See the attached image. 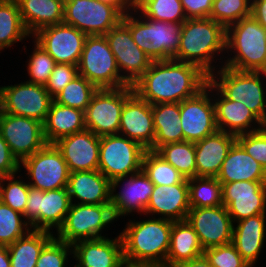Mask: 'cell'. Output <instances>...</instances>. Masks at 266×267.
<instances>
[{
    "mask_svg": "<svg viewBox=\"0 0 266 267\" xmlns=\"http://www.w3.org/2000/svg\"><path fill=\"white\" fill-rule=\"evenodd\" d=\"M208 81L209 76L198 66L171 59L153 61L132 87L151 105L180 103L196 95Z\"/></svg>",
    "mask_w": 266,
    "mask_h": 267,
    "instance_id": "6da1fadb",
    "label": "cell"
},
{
    "mask_svg": "<svg viewBox=\"0 0 266 267\" xmlns=\"http://www.w3.org/2000/svg\"><path fill=\"white\" fill-rule=\"evenodd\" d=\"M225 52L223 25L211 18L187 19L182 23L180 44L173 59L196 65L210 76L224 66Z\"/></svg>",
    "mask_w": 266,
    "mask_h": 267,
    "instance_id": "7a4b0ae2",
    "label": "cell"
},
{
    "mask_svg": "<svg viewBox=\"0 0 266 267\" xmlns=\"http://www.w3.org/2000/svg\"><path fill=\"white\" fill-rule=\"evenodd\" d=\"M127 219L118 231L126 264L166 267L173 221L143 215ZM137 218V220H136Z\"/></svg>",
    "mask_w": 266,
    "mask_h": 267,
    "instance_id": "3957f363",
    "label": "cell"
},
{
    "mask_svg": "<svg viewBox=\"0 0 266 267\" xmlns=\"http://www.w3.org/2000/svg\"><path fill=\"white\" fill-rule=\"evenodd\" d=\"M224 66L266 72V29L251 15L226 28Z\"/></svg>",
    "mask_w": 266,
    "mask_h": 267,
    "instance_id": "277c9868",
    "label": "cell"
},
{
    "mask_svg": "<svg viewBox=\"0 0 266 267\" xmlns=\"http://www.w3.org/2000/svg\"><path fill=\"white\" fill-rule=\"evenodd\" d=\"M209 82L228 100L243 102L266 125V72L222 66Z\"/></svg>",
    "mask_w": 266,
    "mask_h": 267,
    "instance_id": "5b68a950",
    "label": "cell"
},
{
    "mask_svg": "<svg viewBox=\"0 0 266 267\" xmlns=\"http://www.w3.org/2000/svg\"><path fill=\"white\" fill-rule=\"evenodd\" d=\"M115 222L111 204L71 203L63 225L54 236L70 245L82 240L108 237L110 234L105 233L106 229Z\"/></svg>",
    "mask_w": 266,
    "mask_h": 267,
    "instance_id": "8992f818",
    "label": "cell"
},
{
    "mask_svg": "<svg viewBox=\"0 0 266 267\" xmlns=\"http://www.w3.org/2000/svg\"><path fill=\"white\" fill-rule=\"evenodd\" d=\"M77 68L79 75L97 89L129 86L120 74L115 56L104 35L86 37Z\"/></svg>",
    "mask_w": 266,
    "mask_h": 267,
    "instance_id": "52a82bcc",
    "label": "cell"
},
{
    "mask_svg": "<svg viewBox=\"0 0 266 267\" xmlns=\"http://www.w3.org/2000/svg\"><path fill=\"white\" fill-rule=\"evenodd\" d=\"M146 149L120 134L100 137L98 170L110 181L142 169Z\"/></svg>",
    "mask_w": 266,
    "mask_h": 267,
    "instance_id": "ba28073f",
    "label": "cell"
},
{
    "mask_svg": "<svg viewBox=\"0 0 266 267\" xmlns=\"http://www.w3.org/2000/svg\"><path fill=\"white\" fill-rule=\"evenodd\" d=\"M22 171L33 188L42 191L67 188L70 172L54 144H46L33 155L24 158L20 162V172Z\"/></svg>",
    "mask_w": 266,
    "mask_h": 267,
    "instance_id": "9c48e42d",
    "label": "cell"
},
{
    "mask_svg": "<svg viewBox=\"0 0 266 267\" xmlns=\"http://www.w3.org/2000/svg\"><path fill=\"white\" fill-rule=\"evenodd\" d=\"M27 197L23 216L31 229L56 233L63 225L71 206L67 188L42 191L29 186Z\"/></svg>",
    "mask_w": 266,
    "mask_h": 267,
    "instance_id": "30bf717a",
    "label": "cell"
},
{
    "mask_svg": "<svg viewBox=\"0 0 266 267\" xmlns=\"http://www.w3.org/2000/svg\"><path fill=\"white\" fill-rule=\"evenodd\" d=\"M133 93L131 85L116 89H98L84 111L86 129L98 137L118 134L122 108Z\"/></svg>",
    "mask_w": 266,
    "mask_h": 267,
    "instance_id": "8fae6325",
    "label": "cell"
},
{
    "mask_svg": "<svg viewBox=\"0 0 266 267\" xmlns=\"http://www.w3.org/2000/svg\"><path fill=\"white\" fill-rule=\"evenodd\" d=\"M123 13L99 0H65L63 23L74 26L87 36L105 35L117 26Z\"/></svg>",
    "mask_w": 266,
    "mask_h": 267,
    "instance_id": "7c38bea8",
    "label": "cell"
},
{
    "mask_svg": "<svg viewBox=\"0 0 266 267\" xmlns=\"http://www.w3.org/2000/svg\"><path fill=\"white\" fill-rule=\"evenodd\" d=\"M10 82L6 86L0 85V111L44 123L54 100L45 86L26 80L14 85Z\"/></svg>",
    "mask_w": 266,
    "mask_h": 267,
    "instance_id": "4fadbf2b",
    "label": "cell"
},
{
    "mask_svg": "<svg viewBox=\"0 0 266 267\" xmlns=\"http://www.w3.org/2000/svg\"><path fill=\"white\" fill-rule=\"evenodd\" d=\"M154 183L141 169L130 176L111 181V209L116 221L129 215H145ZM119 189V191H117Z\"/></svg>",
    "mask_w": 266,
    "mask_h": 267,
    "instance_id": "5bb4252c",
    "label": "cell"
},
{
    "mask_svg": "<svg viewBox=\"0 0 266 267\" xmlns=\"http://www.w3.org/2000/svg\"><path fill=\"white\" fill-rule=\"evenodd\" d=\"M180 120L184 141L195 143L218 130L209 81L196 95L180 102Z\"/></svg>",
    "mask_w": 266,
    "mask_h": 267,
    "instance_id": "9a60e30c",
    "label": "cell"
},
{
    "mask_svg": "<svg viewBox=\"0 0 266 267\" xmlns=\"http://www.w3.org/2000/svg\"><path fill=\"white\" fill-rule=\"evenodd\" d=\"M0 132L19 162L47 144L43 134V123L33 118L0 111Z\"/></svg>",
    "mask_w": 266,
    "mask_h": 267,
    "instance_id": "2e32d148",
    "label": "cell"
},
{
    "mask_svg": "<svg viewBox=\"0 0 266 267\" xmlns=\"http://www.w3.org/2000/svg\"><path fill=\"white\" fill-rule=\"evenodd\" d=\"M122 78L133 85L153 62L132 39L130 29L121 21L105 35Z\"/></svg>",
    "mask_w": 266,
    "mask_h": 267,
    "instance_id": "e0dca14e",
    "label": "cell"
},
{
    "mask_svg": "<svg viewBox=\"0 0 266 267\" xmlns=\"http://www.w3.org/2000/svg\"><path fill=\"white\" fill-rule=\"evenodd\" d=\"M87 35L65 23L50 25L38 30L31 38L56 63L78 65Z\"/></svg>",
    "mask_w": 266,
    "mask_h": 267,
    "instance_id": "ac0fdd59",
    "label": "cell"
},
{
    "mask_svg": "<svg viewBox=\"0 0 266 267\" xmlns=\"http://www.w3.org/2000/svg\"><path fill=\"white\" fill-rule=\"evenodd\" d=\"M222 184V203L233 223L266 214V181H237Z\"/></svg>",
    "mask_w": 266,
    "mask_h": 267,
    "instance_id": "d6986e66",
    "label": "cell"
},
{
    "mask_svg": "<svg viewBox=\"0 0 266 267\" xmlns=\"http://www.w3.org/2000/svg\"><path fill=\"white\" fill-rule=\"evenodd\" d=\"M186 220L197 233L203 249L232 243L234 223L226 206L191 207Z\"/></svg>",
    "mask_w": 266,
    "mask_h": 267,
    "instance_id": "ffe728a7",
    "label": "cell"
},
{
    "mask_svg": "<svg viewBox=\"0 0 266 267\" xmlns=\"http://www.w3.org/2000/svg\"><path fill=\"white\" fill-rule=\"evenodd\" d=\"M153 151L155 128L152 105L135 92L125 101L121 111L119 133Z\"/></svg>",
    "mask_w": 266,
    "mask_h": 267,
    "instance_id": "44dd1931",
    "label": "cell"
},
{
    "mask_svg": "<svg viewBox=\"0 0 266 267\" xmlns=\"http://www.w3.org/2000/svg\"><path fill=\"white\" fill-rule=\"evenodd\" d=\"M53 144L61 152L70 173L98 170L100 137L92 131L84 129Z\"/></svg>",
    "mask_w": 266,
    "mask_h": 267,
    "instance_id": "7402d4cb",
    "label": "cell"
},
{
    "mask_svg": "<svg viewBox=\"0 0 266 267\" xmlns=\"http://www.w3.org/2000/svg\"><path fill=\"white\" fill-rule=\"evenodd\" d=\"M72 249L73 267H122L125 264L122 239L118 232L113 238L76 242Z\"/></svg>",
    "mask_w": 266,
    "mask_h": 267,
    "instance_id": "603a6c76",
    "label": "cell"
},
{
    "mask_svg": "<svg viewBox=\"0 0 266 267\" xmlns=\"http://www.w3.org/2000/svg\"><path fill=\"white\" fill-rule=\"evenodd\" d=\"M212 99L218 130L237 136L266 126L243 102L226 99L213 85Z\"/></svg>",
    "mask_w": 266,
    "mask_h": 267,
    "instance_id": "cb8c5ba5",
    "label": "cell"
},
{
    "mask_svg": "<svg viewBox=\"0 0 266 267\" xmlns=\"http://www.w3.org/2000/svg\"><path fill=\"white\" fill-rule=\"evenodd\" d=\"M190 208L188 183L155 185L145 215L173 222L183 221Z\"/></svg>",
    "mask_w": 266,
    "mask_h": 267,
    "instance_id": "d4e9b609",
    "label": "cell"
},
{
    "mask_svg": "<svg viewBox=\"0 0 266 267\" xmlns=\"http://www.w3.org/2000/svg\"><path fill=\"white\" fill-rule=\"evenodd\" d=\"M67 190L71 203L111 204V181L99 170L71 172Z\"/></svg>",
    "mask_w": 266,
    "mask_h": 267,
    "instance_id": "484cf974",
    "label": "cell"
},
{
    "mask_svg": "<svg viewBox=\"0 0 266 267\" xmlns=\"http://www.w3.org/2000/svg\"><path fill=\"white\" fill-rule=\"evenodd\" d=\"M236 135L217 130L195 142L196 177H217Z\"/></svg>",
    "mask_w": 266,
    "mask_h": 267,
    "instance_id": "4316f807",
    "label": "cell"
},
{
    "mask_svg": "<svg viewBox=\"0 0 266 267\" xmlns=\"http://www.w3.org/2000/svg\"><path fill=\"white\" fill-rule=\"evenodd\" d=\"M266 242V214H258L235 222L232 244L242 258L255 267Z\"/></svg>",
    "mask_w": 266,
    "mask_h": 267,
    "instance_id": "83f0119b",
    "label": "cell"
},
{
    "mask_svg": "<svg viewBox=\"0 0 266 267\" xmlns=\"http://www.w3.org/2000/svg\"><path fill=\"white\" fill-rule=\"evenodd\" d=\"M181 28L182 23L145 17L146 54L152 61L173 59L179 48Z\"/></svg>",
    "mask_w": 266,
    "mask_h": 267,
    "instance_id": "f1b7e54d",
    "label": "cell"
},
{
    "mask_svg": "<svg viewBox=\"0 0 266 267\" xmlns=\"http://www.w3.org/2000/svg\"><path fill=\"white\" fill-rule=\"evenodd\" d=\"M216 178L220 183L266 181V171L235 141L229 149Z\"/></svg>",
    "mask_w": 266,
    "mask_h": 267,
    "instance_id": "f546056e",
    "label": "cell"
},
{
    "mask_svg": "<svg viewBox=\"0 0 266 267\" xmlns=\"http://www.w3.org/2000/svg\"><path fill=\"white\" fill-rule=\"evenodd\" d=\"M65 0H17L22 22L32 36L41 28L63 23Z\"/></svg>",
    "mask_w": 266,
    "mask_h": 267,
    "instance_id": "4dcf8cb0",
    "label": "cell"
},
{
    "mask_svg": "<svg viewBox=\"0 0 266 267\" xmlns=\"http://www.w3.org/2000/svg\"><path fill=\"white\" fill-rule=\"evenodd\" d=\"M84 129V111L58 104L53 100L43 123V134L47 144H53L62 137Z\"/></svg>",
    "mask_w": 266,
    "mask_h": 267,
    "instance_id": "1f68e13d",
    "label": "cell"
},
{
    "mask_svg": "<svg viewBox=\"0 0 266 267\" xmlns=\"http://www.w3.org/2000/svg\"><path fill=\"white\" fill-rule=\"evenodd\" d=\"M203 252L197 233L187 220L172 223L166 267H177L183 262L202 256Z\"/></svg>",
    "mask_w": 266,
    "mask_h": 267,
    "instance_id": "d6a6232c",
    "label": "cell"
},
{
    "mask_svg": "<svg viewBox=\"0 0 266 267\" xmlns=\"http://www.w3.org/2000/svg\"><path fill=\"white\" fill-rule=\"evenodd\" d=\"M155 128L153 151L167 143L183 142L184 135L180 120V103L152 105Z\"/></svg>",
    "mask_w": 266,
    "mask_h": 267,
    "instance_id": "836d02e7",
    "label": "cell"
},
{
    "mask_svg": "<svg viewBox=\"0 0 266 267\" xmlns=\"http://www.w3.org/2000/svg\"><path fill=\"white\" fill-rule=\"evenodd\" d=\"M54 237L45 230H30L25 236L8 245L10 267H36L43 247Z\"/></svg>",
    "mask_w": 266,
    "mask_h": 267,
    "instance_id": "e575fe53",
    "label": "cell"
},
{
    "mask_svg": "<svg viewBox=\"0 0 266 267\" xmlns=\"http://www.w3.org/2000/svg\"><path fill=\"white\" fill-rule=\"evenodd\" d=\"M28 39L31 35L22 22L17 0H0V53Z\"/></svg>",
    "mask_w": 266,
    "mask_h": 267,
    "instance_id": "d590c367",
    "label": "cell"
},
{
    "mask_svg": "<svg viewBox=\"0 0 266 267\" xmlns=\"http://www.w3.org/2000/svg\"><path fill=\"white\" fill-rule=\"evenodd\" d=\"M155 152L175 167L186 179L196 177L194 142L167 143L160 146Z\"/></svg>",
    "mask_w": 266,
    "mask_h": 267,
    "instance_id": "8d00e7d4",
    "label": "cell"
},
{
    "mask_svg": "<svg viewBox=\"0 0 266 267\" xmlns=\"http://www.w3.org/2000/svg\"><path fill=\"white\" fill-rule=\"evenodd\" d=\"M190 207H216L222 203V184L216 177L188 179Z\"/></svg>",
    "mask_w": 266,
    "mask_h": 267,
    "instance_id": "74e56055",
    "label": "cell"
},
{
    "mask_svg": "<svg viewBox=\"0 0 266 267\" xmlns=\"http://www.w3.org/2000/svg\"><path fill=\"white\" fill-rule=\"evenodd\" d=\"M142 169L154 185L188 183V179L155 151H145L142 159Z\"/></svg>",
    "mask_w": 266,
    "mask_h": 267,
    "instance_id": "f35d334b",
    "label": "cell"
},
{
    "mask_svg": "<svg viewBox=\"0 0 266 267\" xmlns=\"http://www.w3.org/2000/svg\"><path fill=\"white\" fill-rule=\"evenodd\" d=\"M32 50L28 49L27 52V46L24 44L22 46V50H25L24 52L28 54L26 61H25V68L26 72L24 75H27L28 79L25 80L30 83H35L39 85H44L49 79V76L51 75L55 65L57 64L55 60L40 46L38 45L32 38ZM24 48V49H23ZM29 51H31L29 53Z\"/></svg>",
    "mask_w": 266,
    "mask_h": 267,
    "instance_id": "ab89813d",
    "label": "cell"
},
{
    "mask_svg": "<svg viewBox=\"0 0 266 267\" xmlns=\"http://www.w3.org/2000/svg\"><path fill=\"white\" fill-rule=\"evenodd\" d=\"M136 10L156 21L183 23L187 20L180 0H142Z\"/></svg>",
    "mask_w": 266,
    "mask_h": 267,
    "instance_id": "60d3db41",
    "label": "cell"
},
{
    "mask_svg": "<svg viewBox=\"0 0 266 267\" xmlns=\"http://www.w3.org/2000/svg\"><path fill=\"white\" fill-rule=\"evenodd\" d=\"M98 89L85 77L78 75L53 99L56 103L85 111Z\"/></svg>",
    "mask_w": 266,
    "mask_h": 267,
    "instance_id": "b9f144b4",
    "label": "cell"
},
{
    "mask_svg": "<svg viewBox=\"0 0 266 267\" xmlns=\"http://www.w3.org/2000/svg\"><path fill=\"white\" fill-rule=\"evenodd\" d=\"M23 179L21 172L0 177V200L14 211L24 215L30 185L26 178Z\"/></svg>",
    "mask_w": 266,
    "mask_h": 267,
    "instance_id": "7bdbcfd3",
    "label": "cell"
},
{
    "mask_svg": "<svg viewBox=\"0 0 266 267\" xmlns=\"http://www.w3.org/2000/svg\"><path fill=\"white\" fill-rule=\"evenodd\" d=\"M31 230L23 214L14 211L0 200V246L13 244Z\"/></svg>",
    "mask_w": 266,
    "mask_h": 267,
    "instance_id": "ee69618b",
    "label": "cell"
},
{
    "mask_svg": "<svg viewBox=\"0 0 266 267\" xmlns=\"http://www.w3.org/2000/svg\"><path fill=\"white\" fill-rule=\"evenodd\" d=\"M252 0H213L209 18L225 28L251 16Z\"/></svg>",
    "mask_w": 266,
    "mask_h": 267,
    "instance_id": "f6af8a7d",
    "label": "cell"
},
{
    "mask_svg": "<svg viewBox=\"0 0 266 267\" xmlns=\"http://www.w3.org/2000/svg\"><path fill=\"white\" fill-rule=\"evenodd\" d=\"M72 260V245L54 236L41 250L36 267H73Z\"/></svg>",
    "mask_w": 266,
    "mask_h": 267,
    "instance_id": "bcb514c9",
    "label": "cell"
},
{
    "mask_svg": "<svg viewBox=\"0 0 266 267\" xmlns=\"http://www.w3.org/2000/svg\"><path fill=\"white\" fill-rule=\"evenodd\" d=\"M203 255L212 267H251L232 243L204 249Z\"/></svg>",
    "mask_w": 266,
    "mask_h": 267,
    "instance_id": "7dc6e473",
    "label": "cell"
},
{
    "mask_svg": "<svg viewBox=\"0 0 266 267\" xmlns=\"http://www.w3.org/2000/svg\"><path fill=\"white\" fill-rule=\"evenodd\" d=\"M236 141L266 171V126L254 132L237 135Z\"/></svg>",
    "mask_w": 266,
    "mask_h": 267,
    "instance_id": "c3c4849f",
    "label": "cell"
},
{
    "mask_svg": "<svg viewBox=\"0 0 266 267\" xmlns=\"http://www.w3.org/2000/svg\"><path fill=\"white\" fill-rule=\"evenodd\" d=\"M79 75L76 65L57 63L45 84L48 93L54 98L69 82Z\"/></svg>",
    "mask_w": 266,
    "mask_h": 267,
    "instance_id": "681fc988",
    "label": "cell"
},
{
    "mask_svg": "<svg viewBox=\"0 0 266 267\" xmlns=\"http://www.w3.org/2000/svg\"><path fill=\"white\" fill-rule=\"evenodd\" d=\"M122 22L130 29L136 45L146 53L145 17L134 9L123 15Z\"/></svg>",
    "mask_w": 266,
    "mask_h": 267,
    "instance_id": "f907efd6",
    "label": "cell"
},
{
    "mask_svg": "<svg viewBox=\"0 0 266 267\" xmlns=\"http://www.w3.org/2000/svg\"><path fill=\"white\" fill-rule=\"evenodd\" d=\"M20 172V162L12 154L0 132V177L11 176Z\"/></svg>",
    "mask_w": 266,
    "mask_h": 267,
    "instance_id": "816d5d0a",
    "label": "cell"
},
{
    "mask_svg": "<svg viewBox=\"0 0 266 267\" xmlns=\"http://www.w3.org/2000/svg\"><path fill=\"white\" fill-rule=\"evenodd\" d=\"M187 19L209 18L213 0H180Z\"/></svg>",
    "mask_w": 266,
    "mask_h": 267,
    "instance_id": "f5cc1de1",
    "label": "cell"
},
{
    "mask_svg": "<svg viewBox=\"0 0 266 267\" xmlns=\"http://www.w3.org/2000/svg\"><path fill=\"white\" fill-rule=\"evenodd\" d=\"M251 15L266 29V0H252Z\"/></svg>",
    "mask_w": 266,
    "mask_h": 267,
    "instance_id": "db71d44e",
    "label": "cell"
},
{
    "mask_svg": "<svg viewBox=\"0 0 266 267\" xmlns=\"http://www.w3.org/2000/svg\"><path fill=\"white\" fill-rule=\"evenodd\" d=\"M177 267H212V266L210 265L206 257L202 255L190 261L183 262L179 264Z\"/></svg>",
    "mask_w": 266,
    "mask_h": 267,
    "instance_id": "11a10c76",
    "label": "cell"
},
{
    "mask_svg": "<svg viewBox=\"0 0 266 267\" xmlns=\"http://www.w3.org/2000/svg\"><path fill=\"white\" fill-rule=\"evenodd\" d=\"M0 267H10V258L7 246H0Z\"/></svg>",
    "mask_w": 266,
    "mask_h": 267,
    "instance_id": "9f6ffc18",
    "label": "cell"
},
{
    "mask_svg": "<svg viewBox=\"0 0 266 267\" xmlns=\"http://www.w3.org/2000/svg\"><path fill=\"white\" fill-rule=\"evenodd\" d=\"M99 1L115 5L123 14L130 11V9L121 0H99Z\"/></svg>",
    "mask_w": 266,
    "mask_h": 267,
    "instance_id": "6f0895ef",
    "label": "cell"
},
{
    "mask_svg": "<svg viewBox=\"0 0 266 267\" xmlns=\"http://www.w3.org/2000/svg\"><path fill=\"white\" fill-rule=\"evenodd\" d=\"M130 10L136 9L142 0H121Z\"/></svg>",
    "mask_w": 266,
    "mask_h": 267,
    "instance_id": "680465c9",
    "label": "cell"
},
{
    "mask_svg": "<svg viewBox=\"0 0 266 267\" xmlns=\"http://www.w3.org/2000/svg\"><path fill=\"white\" fill-rule=\"evenodd\" d=\"M122 267H160V266H152V265H131V264H124Z\"/></svg>",
    "mask_w": 266,
    "mask_h": 267,
    "instance_id": "91938a15",
    "label": "cell"
}]
</instances>
